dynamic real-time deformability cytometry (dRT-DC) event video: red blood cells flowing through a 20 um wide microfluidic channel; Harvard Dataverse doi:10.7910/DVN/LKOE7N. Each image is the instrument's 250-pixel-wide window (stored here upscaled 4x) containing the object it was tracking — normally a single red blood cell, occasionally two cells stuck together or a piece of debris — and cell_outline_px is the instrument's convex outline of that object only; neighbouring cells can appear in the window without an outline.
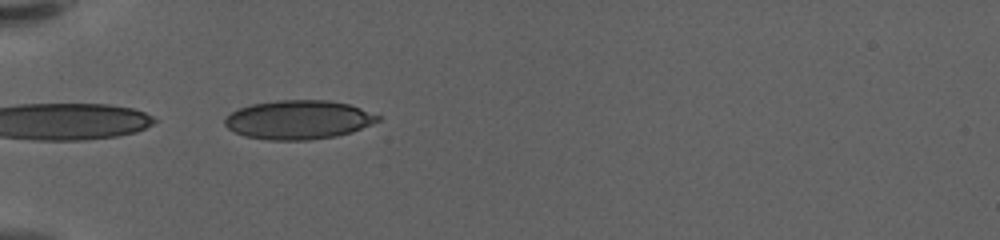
{"species": "human", "species_latin": "Homo sapiens", "temperature_condition": "warm", "stored_images_in_passage": 40, "camera_frame_rate_fps": 3000, "um_per_image_px": 0.085, "donor": {"sex": "female"}, "frame": {"image": 1, "passage_image": 1, "time_ms": 0.0, "image_size_px": [1000, 240], "cell_outline_px": [[380, 120], [352, 132], [336, 136], [308, 140], [268, 140], [244, 136], [228, 128], [224, 124], [224, 120], [232, 112], [240, 108], [252, 104], [276, 100], [328, 100], [348, 104], [360, 108], [380, 116]], "centroid_in_image_um": [25.37, 10.18], "position_along_channel_um": 59.6, "area_um2": 34.56}}
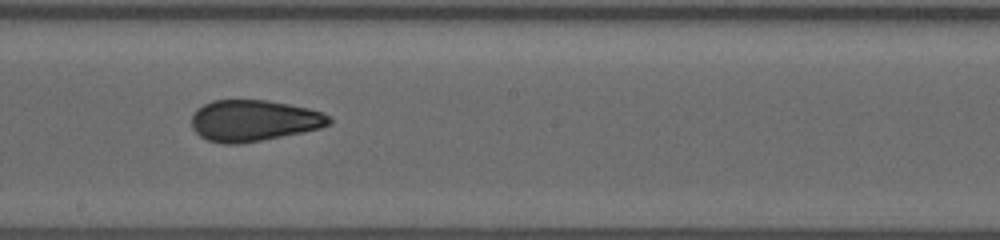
{"frame": {"image": 2, "passage_image": 16, "time_ms": 5.0, "image_size_px": [1000, 240], "cell_outline_px": [[332, 120], [328, 124], [320, 128], [260, 140], [236, 144], [224, 144], [208, 140], [200, 136], [192, 128], [192, 116], [196, 108], [212, 100], [268, 100], [308, 108], [320, 112], [328, 116]], "centroid_in_image_um": [21.51, 10.24], "position_along_channel_um": 226.7, "area_um2": 32.71}}
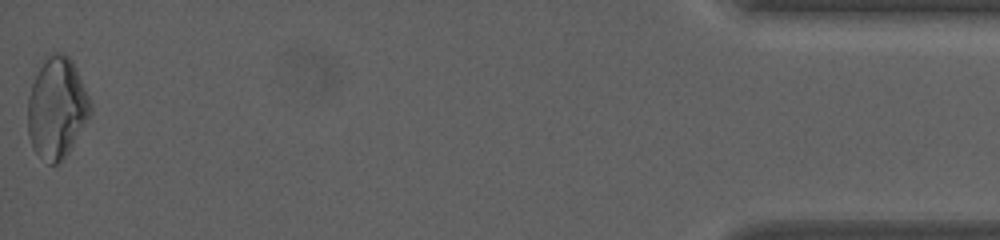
{"frame": {"image": 3, "passage_image": 40, "time_ms": 13.0, "image_size_px": [1000, 240], "cell_outline_px": [[92, 112], [68, 152], [56, 164], [48, 164], [32, 148], [28, 132], [28, 96], [32, 84], [44, 56], [52, 52], [60, 52], [68, 56], [72, 60], [76, 68], [92, 104]], "centroid_in_image_um": [4.82, 9.14], "position_along_channel_um": 430.4, "area_um2": 36.76}, "authors_computed_cell_mechanics": {"area_um2": 33.5818, "velocity_mm_per_s": 3.5736, "shape_relaxation_time_tau1_ms": null, "shape_relaxation_time_tau2_ms": 1.3919, "deformation_change_tau1": null, "deformation_change_tau2": 0.0804}}